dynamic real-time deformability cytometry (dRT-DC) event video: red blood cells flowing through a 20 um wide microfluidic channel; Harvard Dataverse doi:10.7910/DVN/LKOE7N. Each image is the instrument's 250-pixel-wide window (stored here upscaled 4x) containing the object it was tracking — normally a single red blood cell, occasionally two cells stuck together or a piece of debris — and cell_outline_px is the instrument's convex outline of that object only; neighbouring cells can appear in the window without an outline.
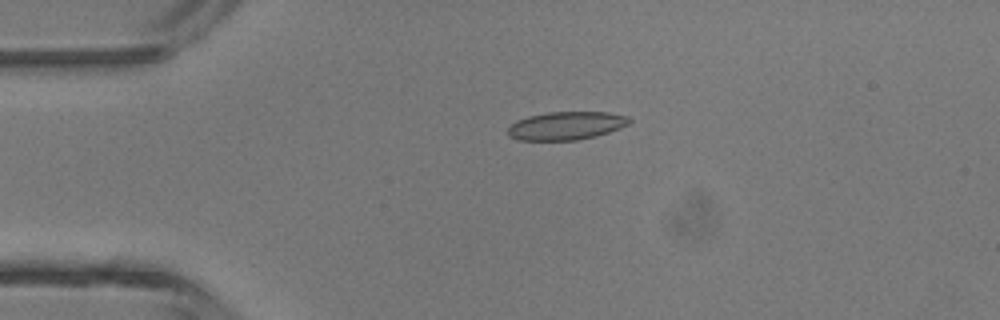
{"species": "common noctule bat (a hibernating species)", "species_latin": "Nyctalus noctula", "temperature_condition": "room temperature", "stored_images_in_passage": 5, "camera_frame_rate_fps": 3000, "um_per_image_px": 0.085, "animal": {"sex": "male", "body_mass_g": 13.3}, "frame": {"image": 1, "passage_image": 3, "time_ms": 0.667, "image_size_px": [1000, 320], "cell_outline_px": [[632, 120], [628, 124], [620, 128], [596, 136], [580, 140], [520, 140], [508, 136], [508, 128], [516, 120], [528, 116], [548, 112], [608, 112], [628, 116]], "centroid_in_image_um": [48.13, 10.68], "position_along_channel_um": 36.9, "area_um2": 20.0}}
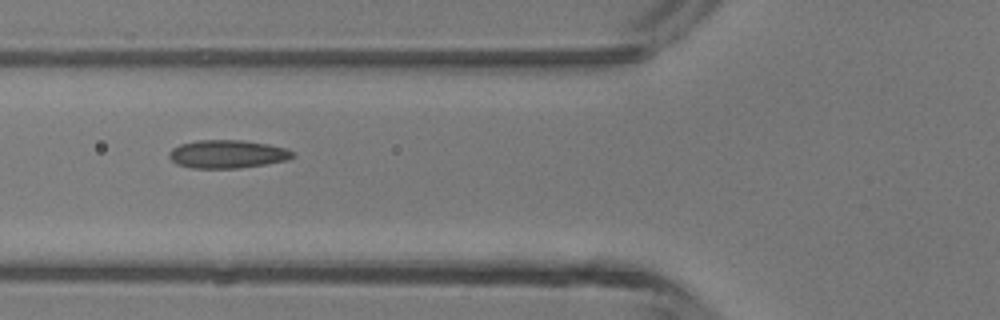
{"frame": {"image": 2, "passage_image": 5, "time_ms": 1.333, "image_size_px": [1000, 320], "cell_outline_px": [[296, 156], [284, 160], [264, 164], [240, 168], [192, 168], [176, 164], [168, 156], [168, 152], [172, 148], [180, 144], [196, 140], [240, 140], [268, 144], [288, 148], [296, 152]], "centroid_in_image_um": [19.33, 13.09], "position_along_channel_um": 106.5, "area_um2": 20.4}}